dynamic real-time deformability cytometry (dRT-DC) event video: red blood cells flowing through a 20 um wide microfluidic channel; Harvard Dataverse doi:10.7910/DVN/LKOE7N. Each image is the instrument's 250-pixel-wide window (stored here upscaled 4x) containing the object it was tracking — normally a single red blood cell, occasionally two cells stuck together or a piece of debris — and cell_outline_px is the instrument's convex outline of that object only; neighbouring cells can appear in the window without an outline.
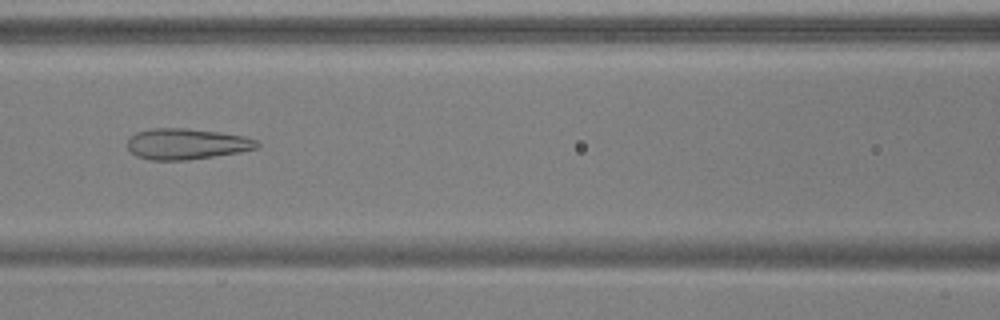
{"species": "common noctule bat (a hibernating species)", "species_latin": "Nyctalus noctula", "temperature_condition": "warm", "stored_images_in_passage": 48, "camera_frame_rate_fps": 3000, "um_per_image_px": 0.085, "animal": {"sex": "male", "body_mass_g": 17.9, "forearm_length_mm": 54.2}, "frame": {"image": 1, "passage_image": 19, "time_ms": 6.0, "image_size_px": [1000, 320], "cell_outline_px": [[260, 144], [256, 148], [240, 152], [188, 160], [148, 160], [136, 156], [128, 148], [128, 140], [136, 132], [152, 128], [188, 128], [220, 132], [244, 136], [256, 140]], "centroid_in_image_um": [15.85, 12.23], "position_along_channel_um": 150.7, "area_um2": 23.35}}
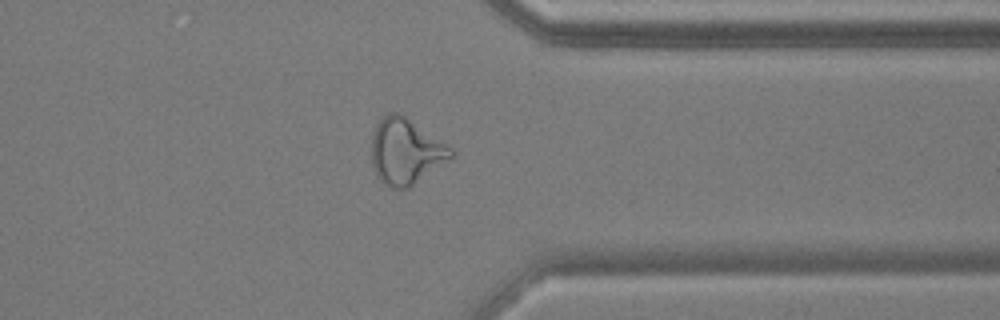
{"frame": {"image": 2, "passage_image": 37, "time_ms": 12.0, "image_size_px": [1000, 320], "cell_outline_px": [[452, 156], [408, 188], [392, 188], [384, 184], [376, 176], [372, 164], [372, 132], [376, 124], [388, 112], [400, 112], [452, 148]], "centroid_in_image_um": [34.43, 12.85], "position_along_channel_um": 377.0, "area_um2": 30.0}}
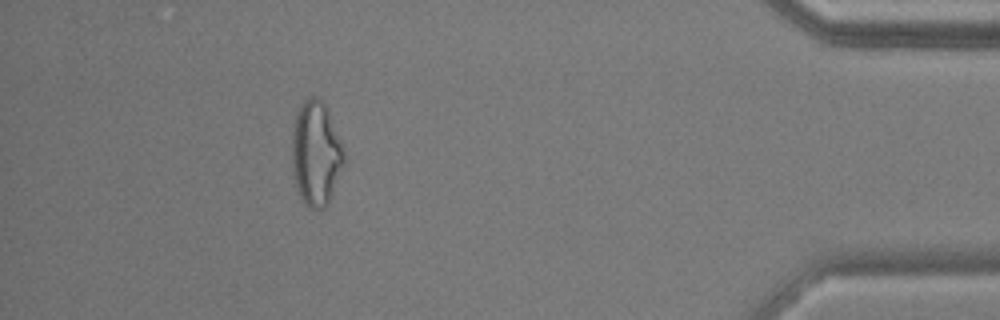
{"frame": {"image": 3, "passage_image": 43, "time_ms": 14.0, "image_size_px": [1000, 320], "cell_outline_px": [[344, 164], [328, 204], [324, 208], [308, 208], [304, 204], [296, 188], [292, 172], [292, 128], [296, 112], [304, 100], [308, 96], [316, 96], [328, 108], [344, 152]], "centroid_in_image_um": [26.83, 13.04], "position_along_channel_um": 408.4, "area_um2": 31.91}, "authors_computed_cell_mechanics": {"area_um2": 29.0156, "velocity_mm_per_s": 3.8415, "shape_relaxation_time_tau1_ms": null, "shape_relaxation_time_tau2_ms": 1.281, "deformation_change_tau1": null, "deformation_change_tau2": 0.1182}}